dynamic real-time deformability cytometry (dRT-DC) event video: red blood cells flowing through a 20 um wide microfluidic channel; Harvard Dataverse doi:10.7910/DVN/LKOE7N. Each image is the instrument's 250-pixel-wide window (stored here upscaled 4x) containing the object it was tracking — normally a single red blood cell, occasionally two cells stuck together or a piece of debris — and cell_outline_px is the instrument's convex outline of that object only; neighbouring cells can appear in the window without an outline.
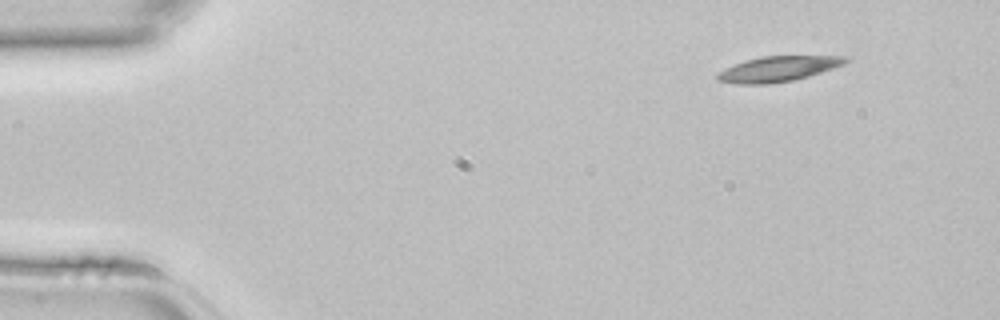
{"species": "common noctule bat (a hibernating species)", "species_latin": "Nyctalus noctula", "temperature_condition": "room temperature", "stored_images_in_passage": 41, "camera_frame_rate_fps": 3000, "um_per_image_px": 0.085, "animal": {"sex": "female", "body_mass_g": 22.7, "forearm_length_mm": 54.2}, "frame": {"image": 1, "passage_image": 1, "time_ms": 0.0, "image_size_px": [1000, 320], "cell_outline_px": [[848, 60], [844, 64], [808, 76], [792, 80], [768, 84], [736, 84], [716, 80], [716, 72], [724, 68], [744, 60], [764, 56], [848, 56]], "centroid_in_image_um": [66.06, 5.86], "position_along_channel_um": 18.9, "area_um2": 18.84}}
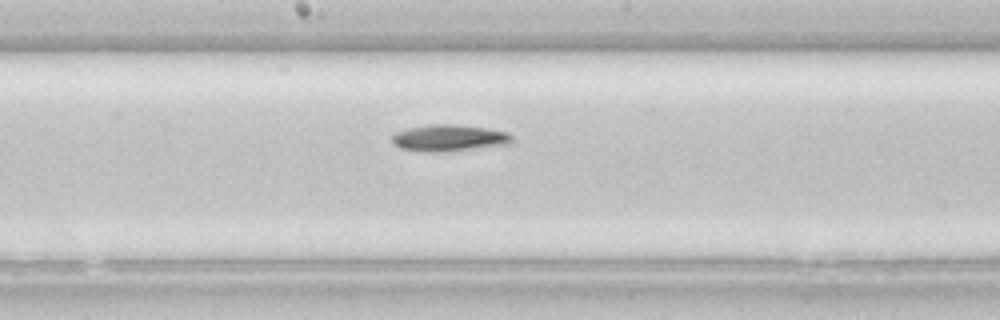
{"frame": {"image": 2, "passage_image": 20, "time_ms": 6.333, "image_size_px": [1000, 320], "cell_outline_px": [[512, 144], [452, 152], [420, 152], [400, 148], [392, 140], [392, 136], [396, 132], [408, 128], [432, 124], [452, 124], [488, 128], [508, 132], [512, 136]], "centroid_in_image_um": [38.22, 11.75], "position_along_channel_um": 210.0, "area_um2": 18.96}}
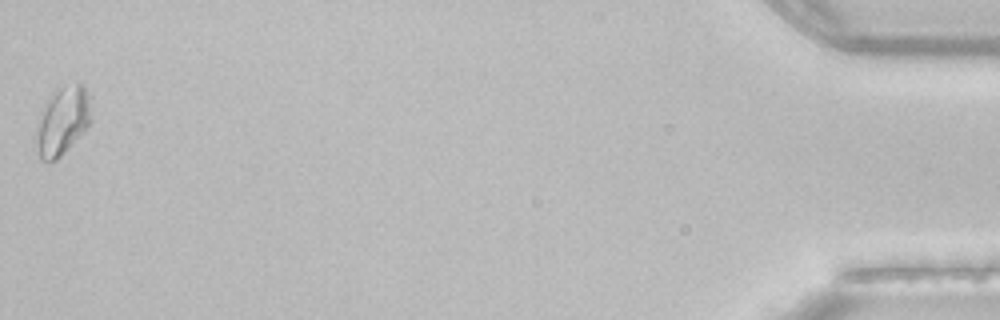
{"frame": {"image": 3, "passage_image": 41, "time_ms": 13.333, "image_size_px": [1000, 320], "cell_outline_px": [[92, 120], [68, 148], [56, 160], [40, 160], [36, 124], [40, 112], [44, 104], [52, 92], [60, 88], [80, 80], [84, 84]], "centroid_in_image_um": [5.3, 10.22], "position_along_channel_um": 429.9, "area_um2": 21.39}}